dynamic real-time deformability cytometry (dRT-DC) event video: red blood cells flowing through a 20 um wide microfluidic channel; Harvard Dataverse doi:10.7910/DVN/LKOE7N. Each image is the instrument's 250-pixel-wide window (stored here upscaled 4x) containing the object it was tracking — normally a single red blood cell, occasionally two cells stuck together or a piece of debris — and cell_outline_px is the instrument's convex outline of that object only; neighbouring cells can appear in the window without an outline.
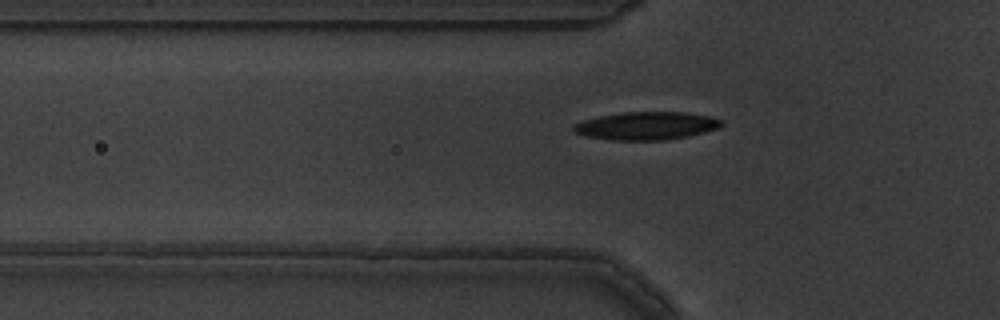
{"species": "common noctule bat (a hibernating species)", "species_latin": "Nyctalus noctula", "temperature_condition": "warm", "stored_images_in_passage": 4, "camera_frame_rate_fps": 3000, "um_per_image_px": 0.085, "animal": {"sex": "male", "body_mass_g": 19.5, "forearm_length_mm": 54.6}, "frame": {"image": 1, "passage_image": 4, "time_ms": 1.0, "image_size_px": [1000, 320], "cell_outline_px": [[724, 124], [720, 128], [688, 136], [664, 140], [612, 140], [584, 136], [576, 132], [572, 128], [572, 124], [584, 120], [600, 116], [620, 112], [684, 112], [708, 116], [720, 120]], "centroid_in_image_um": [54.92, 10.69], "position_along_channel_um": 70.9, "area_um2": 24.1}}